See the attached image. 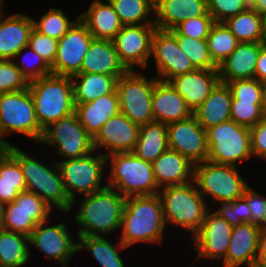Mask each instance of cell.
<instances>
[{"label":"cell","mask_w":266,"mask_h":267,"mask_svg":"<svg viewBox=\"0 0 266 267\" xmlns=\"http://www.w3.org/2000/svg\"><path fill=\"white\" fill-rule=\"evenodd\" d=\"M224 23L239 42L262 43V15L250 7Z\"/></svg>","instance_id":"8d00e7d4"},{"label":"cell","mask_w":266,"mask_h":267,"mask_svg":"<svg viewBox=\"0 0 266 267\" xmlns=\"http://www.w3.org/2000/svg\"><path fill=\"white\" fill-rule=\"evenodd\" d=\"M262 43L266 45V13L262 15Z\"/></svg>","instance_id":"9f6ffc18"},{"label":"cell","mask_w":266,"mask_h":267,"mask_svg":"<svg viewBox=\"0 0 266 267\" xmlns=\"http://www.w3.org/2000/svg\"><path fill=\"white\" fill-rule=\"evenodd\" d=\"M255 79L260 82L266 81V45H263L260 49L256 63Z\"/></svg>","instance_id":"db71d44e"},{"label":"cell","mask_w":266,"mask_h":267,"mask_svg":"<svg viewBox=\"0 0 266 267\" xmlns=\"http://www.w3.org/2000/svg\"><path fill=\"white\" fill-rule=\"evenodd\" d=\"M232 93L227 83L219 82L205 101L193 112L204 130L231 120Z\"/></svg>","instance_id":"4dcf8cb0"},{"label":"cell","mask_w":266,"mask_h":267,"mask_svg":"<svg viewBox=\"0 0 266 267\" xmlns=\"http://www.w3.org/2000/svg\"><path fill=\"white\" fill-rule=\"evenodd\" d=\"M43 132L36 118L29 88L0 94V147L11 144L4 138L10 133H18L40 142Z\"/></svg>","instance_id":"52a82bcc"},{"label":"cell","mask_w":266,"mask_h":267,"mask_svg":"<svg viewBox=\"0 0 266 267\" xmlns=\"http://www.w3.org/2000/svg\"><path fill=\"white\" fill-rule=\"evenodd\" d=\"M3 1L2 0H0V10L3 8Z\"/></svg>","instance_id":"91938a15"},{"label":"cell","mask_w":266,"mask_h":267,"mask_svg":"<svg viewBox=\"0 0 266 267\" xmlns=\"http://www.w3.org/2000/svg\"><path fill=\"white\" fill-rule=\"evenodd\" d=\"M78 19L79 16H77L75 20L70 21L69 17H66L62 9L52 7L47 13L42 15L39 21L33 18V24L38 32L59 40Z\"/></svg>","instance_id":"60d3db41"},{"label":"cell","mask_w":266,"mask_h":267,"mask_svg":"<svg viewBox=\"0 0 266 267\" xmlns=\"http://www.w3.org/2000/svg\"><path fill=\"white\" fill-rule=\"evenodd\" d=\"M74 104H84L116 90L118 78L99 73H78L71 77Z\"/></svg>","instance_id":"1f68e13d"},{"label":"cell","mask_w":266,"mask_h":267,"mask_svg":"<svg viewBox=\"0 0 266 267\" xmlns=\"http://www.w3.org/2000/svg\"><path fill=\"white\" fill-rule=\"evenodd\" d=\"M170 32L176 37L180 49L189 57L196 69H218L210 56L206 39L182 36L174 29Z\"/></svg>","instance_id":"ab89813d"},{"label":"cell","mask_w":266,"mask_h":267,"mask_svg":"<svg viewBox=\"0 0 266 267\" xmlns=\"http://www.w3.org/2000/svg\"><path fill=\"white\" fill-rule=\"evenodd\" d=\"M23 52L25 53L24 55ZM21 55L23 56L21 57ZM17 57L18 59L21 58V65H19L17 61H15L14 64L21 70L22 75L28 82L53 74L51 67L47 64V62L29 45L22 48L14 56L13 61L18 60L16 59Z\"/></svg>","instance_id":"b9f144b4"},{"label":"cell","mask_w":266,"mask_h":267,"mask_svg":"<svg viewBox=\"0 0 266 267\" xmlns=\"http://www.w3.org/2000/svg\"><path fill=\"white\" fill-rule=\"evenodd\" d=\"M28 88L37 121L43 130L75 112L71 77L51 74L29 82Z\"/></svg>","instance_id":"277c9868"},{"label":"cell","mask_w":266,"mask_h":267,"mask_svg":"<svg viewBox=\"0 0 266 267\" xmlns=\"http://www.w3.org/2000/svg\"><path fill=\"white\" fill-rule=\"evenodd\" d=\"M4 219V204L0 203V229H2Z\"/></svg>","instance_id":"6f0895ef"},{"label":"cell","mask_w":266,"mask_h":267,"mask_svg":"<svg viewBox=\"0 0 266 267\" xmlns=\"http://www.w3.org/2000/svg\"><path fill=\"white\" fill-rule=\"evenodd\" d=\"M151 56L156 63V78L161 81L168 82L176 76L196 70L170 31L156 29L152 37Z\"/></svg>","instance_id":"2e32d148"},{"label":"cell","mask_w":266,"mask_h":267,"mask_svg":"<svg viewBox=\"0 0 266 267\" xmlns=\"http://www.w3.org/2000/svg\"><path fill=\"white\" fill-rule=\"evenodd\" d=\"M249 207L251 213V223L259 227L266 224V196H262L251 186H248L242 197Z\"/></svg>","instance_id":"f907efd6"},{"label":"cell","mask_w":266,"mask_h":267,"mask_svg":"<svg viewBox=\"0 0 266 267\" xmlns=\"http://www.w3.org/2000/svg\"><path fill=\"white\" fill-rule=\"evenodd\" d=\"M165 226L158 193L126 198L119 239L127 248L141 242L162 243Z\"/></svg>","instance_id":"6da1fadb"},{"label":"cell","mask_w":266,"mask_h":267,"mask_svg":"<svg viewBox=\"0 0 266 267\" xmlns=\"http://www.w3.org/2000/svg\"><path fill=\"white\" fill-rule=\"evenodd\" d=\"M24 191L26 182L20 164L0 147V203H11Z\"/></svg>","instance_id":"836d02e7"},{"label":"cell","mask_w":266,"mask_h":267,"mask_svg":"<svg viewBox=\"0 0 266 267\" xmlns=\"http://www.w3.org/2000/svg\"><path fill=\"white\" fill-rule=\"evenodd\" d=\"M158 79H148L144 73L127 71L116 85L120 112L133 123L141 126L154 121L152 95Z\"/></svg>","instance_id":"8fae6325"},{"label":"cell","mask_w":266,"mask_h":267,"mask_svg":"<svg viewBox=\"0 0 266 267\" xmlns=\"http://www.w3.org/2000/svg\"><path fill=\"white\" fill-rule=\"evenodd\" d=\"M230 109L231 120L248 128L255 126L266 115L264 102H246L232 97Z\"/></svg>","instance_id":"7bdbcfd3"},{"label":"cell","mask_w":266,"mask_h":267,"mask_svg":"<svg viewBox=\"0 0 266 267\" xmlns=\"http://www.w3.org/2000/svg\"><path fill=\"white\" fill-rule=\"evenodd\" d=\"M140 126L133 123L121 112L112 116L104 123L100 132L93 139L94 150L102 151L105 148L108 152H100L105 156L113 153L132 152L138 139Z\"/></svg>","instance_id":"ffe728a7"},{"label":"cell","mask_w":266,"mask_h":267,"mask_svg":"<svg viewBox=\"0 0 266 267\" xmlns=\"http://www.w3.org/2000/svg\"><path fill=\"white\" fill-rule=\"evenodd\" d=\"M93 39L87 26L78 19L58 40L56 58L51 66L52 73L69 77L78 74Z\"/></svg>","instance_id":"9a60e30c"},{"label":"cell","mask_w":266,"mask_h":267,"mask_svg":"<svg viewBox=\"0 0 266 267\" xmlns=\"http://www.w3.org/2000/svg\"><path fill=\"white\" fill-rule=\"evenodd\" d=\"M3 148L20 164L26 191L36 194L51 209L55 206L61 212H70L72 201L66 193L56 162L53 161L48 167L43 164L45 162L30 157L18 146L10 144Z\"/></svg>","instance_id":"3957f363"},{"label":"cell","mask_w":266,"mask_h":267,"mask_svg":"<svg viewBox=\"0 0 266 267\" xmlns=\"http://www.w3.org/2000/svg\"><path fill=\"white\" fill-rule=\"evenodd\" d=\"M79 19L87 26L94 39L112 40L123 28L108 0H93L87 11L79 15Z\"/></svg>","instance_id":"f546056e"},{"label":"cell","mask_w":266,"mask_h":267,"mask_svg":"<svg viewBox=\"0 0 266 267\" xmlns=\"http://www.w3.org/2000/svg\"><path fill=\"white\" fill-rule=\"evenodd\" d=\"M214 23L215 21L210 15H203L181 22L174 30L182 36L207 39Z\"/></svg>","instance_id":"c3c4849f"},{"label":"cell","mask_w":266,"mask_h":267,"mask_svg":"<svg viewBox=\"0 0 266 267\" xmlns=\"http://www.w3.org/2000/svg\"><path fill=\"white\" fill-rule=\"evenodd\" d=\"M40 143L53 146L64 161L82 158L94 151L93 138L81 125L76 112L46 127Z\"/></svg>","instance_id":"7c38bea8"},{"label":"cell","mask_w":266,"mask_h":267,"mask_svg":"<svg viewBox=\"0 0 266 267\" xmlns=\"http://www.w3.org/2000/svg\"><path fill=\"white\" fill-rule=\"evenodd\" d=\"M250 142L253 157L266 160V115L250 128Z\"/></svg>","instance_id":"816d5d0a"},{"label":"cell","mask_w":266,"mask_h":267,"mask_svg":"<svg viewBox=\"0 0 266 267\" xmlns=\"http://www.w3.org/2000/svg\"><path fill=\"white\" fill-rule=\"evenodd\" d=\"M74 105L81 125L93 139L100 132L104 123L120 112L116 90L96 100Z\"/></svg>","instance_id":"f1b7e54d"},{"label":"cell","mask_w":266,"mask_h":267,"mask_svg":"<svg viewBox=\"0 0 266 267\" xmlns=\"http://www.w3.org/2000/svg\"><path fill=\"white\" fill-rule=\"evenodd\" d=\"M233 226L210 209L199 231L191 238L196 250V261L207 258L223 261L229 248Z\"/></svg>","instance_id":"e0dca14e"},{"label":"cell","mask_w":266,"mask_h":267,"mask_svg":"<svg viewBox=\"0 0 266 267\" xmlns=\"http://www.w3.org/2000/svg\"><path fill=\"white\" fill-rule=\"evenodd\" d=\"M207 7L215 22H225L228 18L246 11L250 6L249 0H207Z\"/></svg>","instance_id":"7dc6e473"},{"label":"cell","mask_w":266,"mask_h":267,"mask_svg":"<svg viewBox=\"0 0 266 267\" xmlns=\"http://www.w3.org/2000/svg\"><path fill=\"white\" fill-rule=\"evenodd\" d=\"M29 82L13 60H0V94L26 90Z\"/></svg>","instance_id":"ee69618b"},{"label":"cell","mask_w":266,"mask_h":267,"mask_svg":"<svg viewBox=\"0 0 266 267\" xmlns=\"http://www.w3.org/2000/svg\"><path fill=\"white\" fill-rule=\"evenodd\" d=\"M206 40L210 56L217 66H219L239 44L237 38L224 22H215Z\"/></svg>","instance_id":"f35d334b"},{"label":"cell","mask_w":266,"mask_h":267,"mask_svg":"<svg viewBox=\"0 0 266 267\" xmlns=\"http://www.w3.org/2000/svg\"><path fill=\"white\" fill-rule=\"evenodd\" d=\"M0 10V60H13L14 56L28 45L31 31L34 28L31 16L15 13L4 16Z\"/></svg>","instance_id":"7402d4cb"},{"label":"cell","mask_w":266,"mask_h":267,"mask_svg":"<svg viewBox=\"0 0 266 267\" xmlns=\"http://www.w3.org/2000/svg\"><path fill=\"white\" fill-rule=\"evenodd\" d=\"M194 112L220 82L218 69H196L168 81Z\"/></svg>","instance_id":"44dd1931"},{"label":"cell","mask_w":266,"mask_h":267,"mask_svg":"<svg viewBox=\"0 0 266 267\" xmlns=\"http://www.w3.org/2000/svg\"><path fill=\"white\" fill-rule=\"evenodd\" d=\"M154 121L165 125L187 119L193 115L183 97L169 82L157 80L152 95Z\"/></svg>","instance_id":"484cf974"},{"label":"cell","mask_w":266,"mask_h":267,"mask_svg":"<svg viewBox=\"0 0 266 267\" xmlns=\"http://www.w3.org/2000/svg\"><path fill=\"white\" fill-rule=\"evenodd\" d=\"M260 231L261 227L252 223L233 226L223 267H256Z\"/></svg>","instance_id":"603a6c76"},{"label":"cell","mask_w":266,"mask_h":267,"mask_svg":"<svg viewBox=\"0 0 266 267\" xmlns=\"http://www.w3.org/2000/svg\"><path fill=\"white\" fill-rule=\"evenodd\" d=\"M155 24L124 25L112 39L119 60L128 71L148 67Z\"/></svg>","instance_id":"5bb4252c"},{"label":"cell","mask_w":266,"mask_h":267,"mask_svg":"<svg viewBox=\"0 0 266 267\" xmlns=\"http://www.w3.org/2000/svg\"><path fill=\"white\" fill-rule=\"evenodd\" d=\"M154 24L170 31L187 19L210 15L207 0H154Z\"/></svg>","instance_id":"cb8c5ba5"},{"label":"cell","mask_w":266,"mask_h":267,"mask_svg":"<svg viewBox=\"0 0 266 267\" xmlns=\"http://www.w3.org/2000/svg\"><path fill=\"white\" fill-rule=\"evenodd\" d=\"M51 211L36 194L20 192L13 202L4 205L2 229L29 237L37 224L50 220Z\"/></svg>","instance_id":"4fadbf2b"},{"label":"cell","mask_w":266,"mask_h":267,"mask_svg":"<svg viewBox=\"0 0 266 267\" xmlns=\"http://www.w3.org/2000/svg\"><path fill=\"white\" fill-rule=\"evenodd\" d=\"M164 221L192 233L193 237L200 229L206 213L211 209L203 198L195 182L185 185L168 186L160 189Z\"/></svg>","instance_id":"5b68a950"},{"label":"cell","mask_w":266,"mask_h":267,"mask_svg":"<svg viewBox=\"0 0 266 267\" xmlns=\"http://www.w3.org/2000/svg\"><path fill=\"white\" fill-rule=\"evenodd\" d=\"M208 156L207 161L233 165L248 161L252 155L250 128L232 120L225 121L206 130Z\"/></svg>","instance_id":"ba28073f"},{"label":"cell","mask_w":266,"mask_h":267,"mask_svg":"<svg viewBox=\"0 0 266 267\" xmlns=\"http://www.w3.org/2000/svg\"><path fill=\"white\" fill-rule=\"evenodd\" d=\"M127 71L119 60L112 40L93 39L79 73H99L119 79Z\"/></svg>","instance_id":"83f0119b"},{"label":"cell","mask_w":266,"mask_h":267,"mask_svg":"<svg viewBox=\"0 0 266 267\" xmlns=\"http://www.w3.org/2000/svg\"><path fill=\"white\" fill-rule=\"evenodd\" d=\"M263 45L239 42L235 50L218 66L220 82L255 78L256 63Z\"/></svg>","instance_id":"4316f807"},{"label":"cell","mask_w":266,"mask_h":267,"mask_svg":"<svg viewBox=\"0 0 266 267\" xmlns=\"http://www.w3.org/2000/svg\"><path fill=\"white\" fill-rule=\"evenodd\" d=\"M232 97L246 102H263V84L255 78L227 82Z\"/></svg>","instance_id":"bcb514c9"},{"label":"cell","mask_w":266,"mask_h":267,"mask_svg":"<svg viewBox=\"0 0 266 267\" xmlns=\"http://www.w3.org/2000/svg\"><path fill=\"white\" fill-rule=\"evenodd\" d=\"M263 84V102H264V109L266 111V81L262 82Z\"/></svg>","instance_id":"680465c9"},{"label":"cell","mask_w":266,"mask_h":267,"mask_svg":"<svg viewBox=\"0 0 266 267\" xmlns=\"http://www.w3.org/2000/svg\"><path fill=\"white\" fill-rule=\"evenodd\" d=\"M28 45L37 52L50 67L53 65L57 54V39L46 36L33 28Z\"/></svg>","instance_id":"681fc988"},{"label":"cell","mask_w":266,"mask_h":267,"mask_svg":"<svg viewBox=\"0 0 266 267\" xmlns=\"http://www.w3.org/2000/svg\"><path fill=\"white\" fill-rule=\"evenodd\" d=\"M220 207L215 209L220 217L229 222L232 226L242 223H251V213L247 202L241 197L234 201H219Z\"/></svg>","instance_id":"f6af8a7d"},{"label":"cell","mask_w":266,"mask_h":267,"mask_svg":"<svg viewBox=\"0 0 266 267\" xmlns=\"http://www.w3.org/2000/svg\"><path fill=\"white\" fill-rule=\"evenodd\" d=\"M77 238L78 252L88 249L101 267H126L119 250L121 252L127 247L120 239L115 246L106 236H77Z\"/></svg>","instance_id":"e575fe53"},{"label":"cell","mask_w":266,"mask_h":267,"mask_svg":"<svg viewBox=\"0 0 266 267\" xmlns=\"http://www.w3.org/2000/svg\"><path fill=\"white\" fill-rule=\"evenodd\" d=\"M249 6L260 15L266 13V0H249Z\"/></svg>","instance_id":"11a10c76"},{"label":"cell","mask_w":266,"mask_h":267,"mask_svg":"<svg viewBox=\"0 0 266 267\" xmlns=\"http://www.w3.org/2000/svg\"><path fill=\"white\" fill-rule=\"evenodd\" d=\"M74 221L80 225L77 236H107L121 228L126 203L117 190L105 187L101 191L82 196Z\"/></svg>","instance_id":"7a4b0ae2"},{"label":"cell","mask_w":266,"mask_h":267,"mask_svg":"<svg viewBox=\"0 0 266 267\" xmlns=\"http://www.w3.org/2000/svg\"><path fill=\"white\" fill-rule=\"evenodd\" d=\"M49 220L37 224V227L29 236V245L36 247L45 254V257L59 262L61 267H68L71 256L78 252V242L71 237L66 223H58L54 226Z\"/></svg>","instance_id":"ac0fdd59"},{"label":"cell","mask_w":266,"mask_h":267,"mask_svg":"<svg viewBox=\"0 0 266 267\" xmlns=\"http://www.w3.org/2000/svg\"><path fill=\"white\" fill-rule=\"evenodd\" d=\"M153 174L159 189L179 186L194 181V167L188 158L167 149L152 162Z\"/></svg>","instance_id":"d4e9b609"},{"label":"cell","mask_w":266,"mask_h":267,"mask_svg":"<svg viewBox=\"0 0 266 267\" xmlns=\"http://www.w3.org/2000/svg\"><path fill=\"white\" fill-rule=\"evenodd\" d=\"M265 264H266V228L262 227L258 241L256 267H263Z\"/></svg>","instance_id":"f5cc1de1"},{"label":"cell","mask_w":266,"mask_h":267,"mask_svg":"<svg viewBox=\"0 0 266 267\" xmlns=\"http://www.w3.org/2000/svg\"><path fill=\"white\" fill-rule=\"evenodd\" d=\"M29 237L0 229V264L3 267H22L30 259Z\"/></svg>","instance_id":"d590c367"},{"label":"cell","mask_w":266,"mask_h":267,"mask_svg":"<svg viewBox=\"0 0 266 267\" xmlns=\"http://www.w3.org/2000/svg\"><path fill=\"white\" fill-rule=\"evenodd\" d=\"M168 148L167 125L152 121L140 126L132 152L142 160L152 163Z\"/></svg>","instance_id":"d6a6232c"},{"label":"cell","mask_w":266,"mask_h":267,"mask_svg":"<svg viewBox=\"0 0 266 267\" xmlns=\"http://www.w3.org/2000/svg\"><path fill=\"white\" fill-rule=\"evenodd\" d=\"M95 154L97 153L94 150L82 158L56 162L66 193L72 201L70 210H72L73 204L76 203L79 194L82 196L90 195L101 191L107 186L101 183L105 179L103 173L105 167H107L106 156L103 153Z\"/></svg>","instance_id":"9c48e42d"},{"label":"cell","mask_w":266,"mask_h":267,"mask_svg":"<svg viewBox=\"0 0 266 267\" xmlns=\"http://www.w3.org/2000/svg\"><path fill=\"white\" fill-rule=\"evenodd\" d=\"M124 25L154 24V0H108ZM153 13V15H152ZM153 17H150L149 15ZM150 17V18H148Z\"/></svg>","instance_id":"74e56055"},{"label":"cell","mask_w":266,"mask_h":267,"mask_svg":"<svg viewBox=\"0 0 266 267\" xmlns=\"http://www.w3.org/2000/svg\"><path fill=\"white\" fill-rule=\"evenodd\" d=\"M167 137L169 149L182 154L193 164L207 161V133L194 115L168 124Z\"/></svg>","instance_id":"d6986e66"},{"label":"cell","mask_w":266,"mask_h":267,"mask_svg":"<svg viewBox=\"0 0 266 267\" xmlns=\"http://www.w3.org/2000/svg\"><path fill=\"white\" fill-rule=\"evenodd\" d=\"M194 182L203 198L207 199L208 195L210 199L213 198L214 203L239 199L249 186L237 166L210 161L195 165Z\"/></svg>","instance_id":"30bf717a"},{"label":"cell","mask_w":266,"mask_h":267,"mask_svg":"<svg viewBox=\"0 0 266 267\" xmlns=\"http://www.w3.org/2000/svg\"><path fill=\"white\" fill-rule=\"evenodd\" d=\"M106 160L107 165H111L106 185L124 197L154 195L160 191L152 163L142 160L133 152L113 153L106 156Z\"/></svg>","instance_id":"8992f818"}]
</instances>
